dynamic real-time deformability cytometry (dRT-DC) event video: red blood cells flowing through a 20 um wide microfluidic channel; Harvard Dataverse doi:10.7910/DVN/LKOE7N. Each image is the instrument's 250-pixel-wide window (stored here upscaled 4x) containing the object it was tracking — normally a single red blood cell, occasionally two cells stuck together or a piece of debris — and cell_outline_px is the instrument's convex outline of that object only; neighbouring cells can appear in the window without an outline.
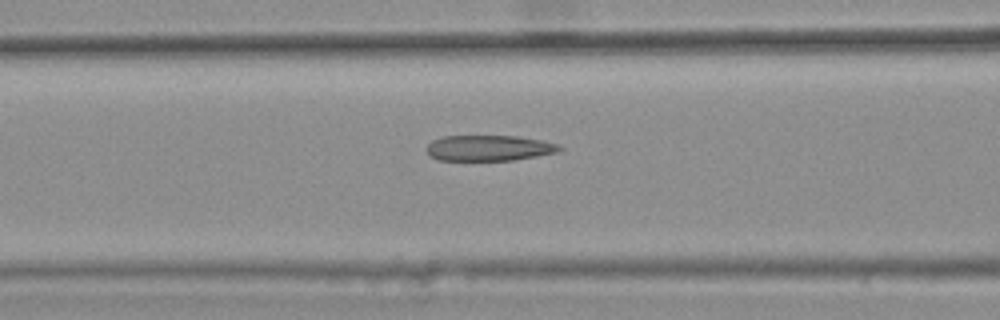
{"species": "common noctule bat (a hibernating species)", "species_latin": "Nyctalus noctula", "temperature_condition": "warm", "stored_images_in_passage": 26, "camera_frame_rate_fps": 3000, "um_per_image_px": 0.085, "animal": {"sex": "female", "body_mass_g": 25.1}, "frame": {"image": 1, "passage_image": 5, "time_ms": 1.333, "image_size_px": [1000, 320], "cell_outline_px": [[564, 148], [560, 152], [512, 160], [440, 160], [428, 156], [424, 148], [432, 140], [444, 136], [516, 136], [540, 140], [556, 144]], "centroid_in_image_um": [41.52, 12.58], "position_along_channel_um": 125.1, "area_um2": 19.94}}
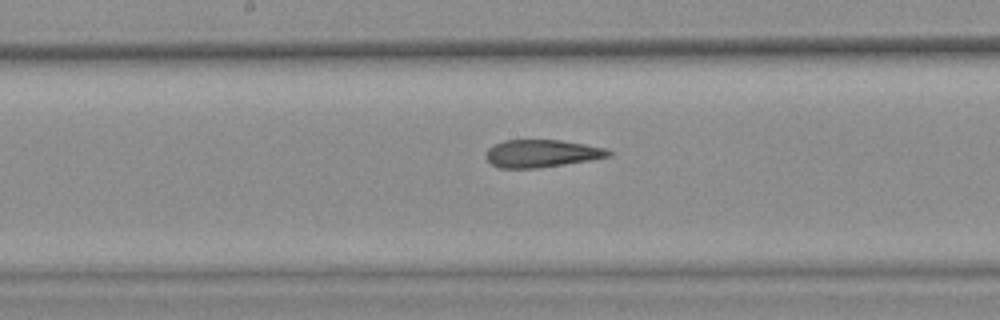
{"frame": {"image": 2, "passage_image": 11, "time_ms": 3.333, "image_size_px": [1000, 320], "cell_outline_px": [[612, 156], [564, 164], [536, 168], [500, 168], [492, 164], [484, 156], [488, 148], [504, 140], [560, 140], [608, 148], [612, 152]], "centroid_in_image_um": [46.05, 13.04], "position_along_channel_um": 202.2, "area_um2": 19.65}}
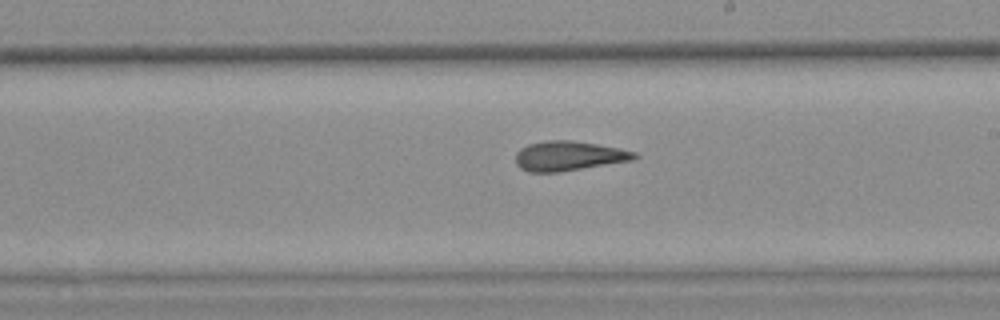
{"frame": {"image": 3, "passage_image": 14, "time_ms": 4.333, "image_size_px": [1000, 320], "cell_outline_px": [[640, 156], [632, 160], [560, 172], [528, 172], [520, 168], [516, 164], [516, 152], [520, 148], [528, 144], [548, 140], [572, 140], [596, 144], [636, 152]], "centroid_in_image_um": [48.31, 13.26], "position_along_channel_um": 240.7, "area_um2": 20.46}}